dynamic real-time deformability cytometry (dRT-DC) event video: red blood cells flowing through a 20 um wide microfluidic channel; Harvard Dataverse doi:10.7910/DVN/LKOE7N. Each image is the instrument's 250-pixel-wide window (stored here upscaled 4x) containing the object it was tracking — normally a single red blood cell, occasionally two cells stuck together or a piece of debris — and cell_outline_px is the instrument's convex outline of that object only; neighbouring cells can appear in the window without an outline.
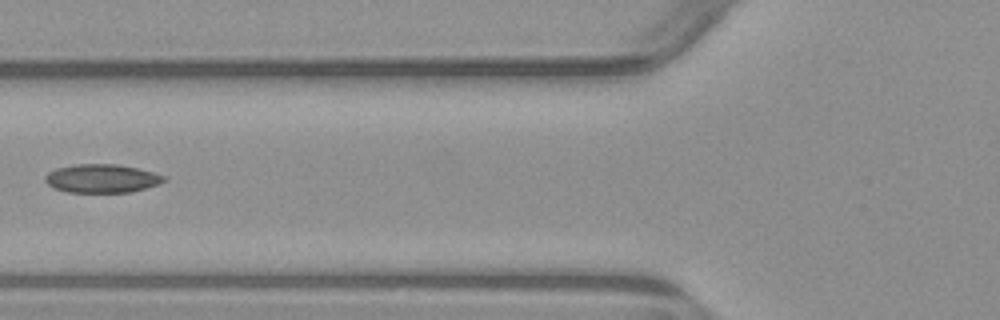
{"species": "common noctule bat (a hibernating species)", "species_latin": "Nyctalus noctula", "temperature_condition": "warm", "stored_images_in_passage": 2, "camera_frame_rate_fps": 3000, "um_per_image_px": 0.085, "animal": {"sex": "male", "body_mass_g": 23.1, "forearm_length_mm": 52.7}, "frame": {"image": 1, "passage_image": 2, "time_ms": 1.333, "image_size_px": [1000, 320], "cell_outline_px": [[164, 180], [156, 184], [132, 192], [68, 192], [56, 188], [48, 184], [44, 180], [44, 176], [48, 172], [56, 168], [76, 164], [116, 164], [136, 168], [152, 172], [164, 176]], "centroid_in_image_um": [8.59, 15.16], "position_along_channel_um": 117.2, "area_um2": 19.42}}